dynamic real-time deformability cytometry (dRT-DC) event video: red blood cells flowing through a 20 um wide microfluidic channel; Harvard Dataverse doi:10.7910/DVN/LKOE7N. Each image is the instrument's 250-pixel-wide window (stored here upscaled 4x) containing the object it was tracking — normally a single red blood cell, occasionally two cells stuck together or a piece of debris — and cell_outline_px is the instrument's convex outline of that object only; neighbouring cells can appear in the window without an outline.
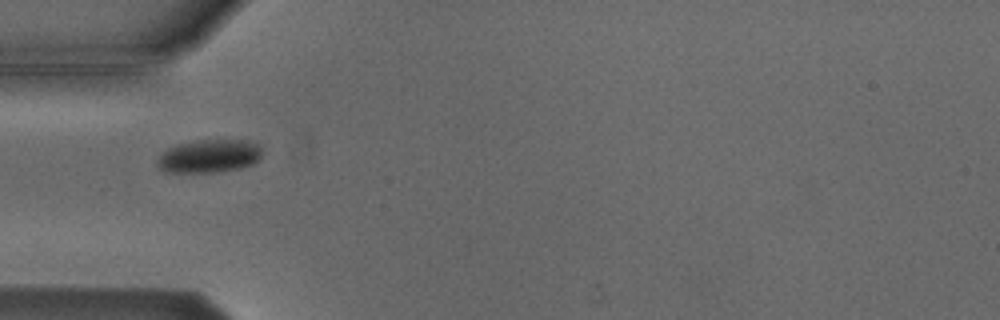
{"species": "Egyptian fruit bat (a non-hibernating species)", "species_latin": "Rousettus aegyptiacus", "temperature_condition": "cold", "stored_images_in_passage": 5, "camera_frame_rate_fps": 3000, "um_per_image_px": 0.085, "animal": {"sex": "male"}, "frame": {"image": 1, "passage_image": 4, "time_ms": 4.333, "image_size_px": [1000, 320], "cell_outline_px": [[260, 156], [252, 164], [240, 168], [216, 172], [164, 172], [156, 164], [156, 160], [168, 148], [176, 144], [200, 140], [248, 140], [260, 144]], "centroid_in_image_um": [17.76, 13.26], "position_along_channel_um": 67.2, "area_um2": 20.17}}